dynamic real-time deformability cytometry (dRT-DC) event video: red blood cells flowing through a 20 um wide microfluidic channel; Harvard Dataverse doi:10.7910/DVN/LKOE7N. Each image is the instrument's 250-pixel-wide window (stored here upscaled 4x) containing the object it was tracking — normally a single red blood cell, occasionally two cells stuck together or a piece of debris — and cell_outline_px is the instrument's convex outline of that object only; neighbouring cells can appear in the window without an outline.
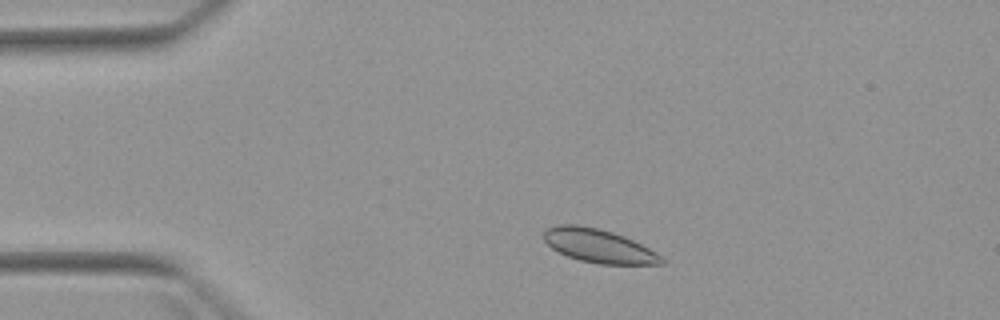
{"species": "Egyptian fruit bat (a non-hibernating species)", "species_latin": "Rousettus aegyptiacus", "temperature_condition": "warm", "stored_images_in_passage": 3, "camera_frame_rate_fps": 3000, "um_per_image_px": 0.085, "animal": {"sex": "female"}, "frame": {"image": 1, "passage_image": 2, "time_ms": 1.0, "image_size_px": [1000, 320], "cell_outline_px": [[664, 264], [600, 264], [580, 260], [568, 256], [552, 248], [544, 240], [544, 232], [548, 228], [556, 224], [576, 224], [600, 228], [624, 236], [664, 256]], "centroid_in_image_um": [50.9, 20.89], "position_along_channel_um": 34.1, "area_um2": 22.95}}